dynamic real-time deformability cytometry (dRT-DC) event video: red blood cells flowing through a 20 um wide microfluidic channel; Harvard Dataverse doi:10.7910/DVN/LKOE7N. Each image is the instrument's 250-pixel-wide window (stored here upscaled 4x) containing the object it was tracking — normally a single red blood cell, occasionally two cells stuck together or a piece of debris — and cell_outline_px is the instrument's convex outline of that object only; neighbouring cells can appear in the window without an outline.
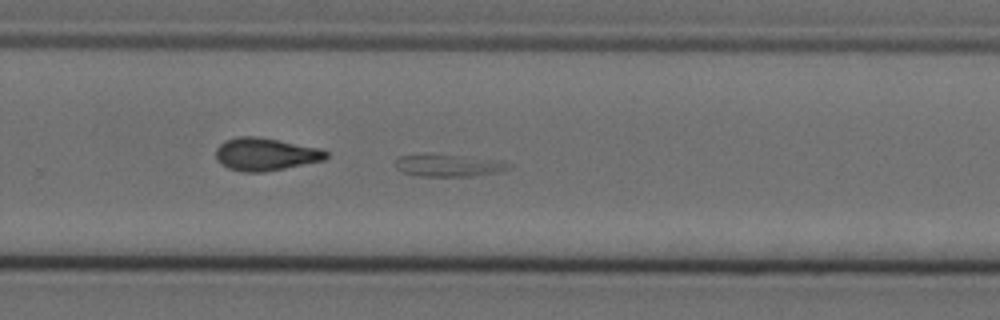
{"species": "Egyptian fruit bat (a non-hibernating species)", "species_latin": "Rousettus aegyptiacus", "temperature_condition": "cold", "stored_images_in_passage": 57, "camera_frame_rate_fps": 3000, "um_per_image_px": 0.085, "animal": {"sex": "female"}, "frame": {"image": 1, "passage_image": 38, "time_ms": 12.333, "image_size_px": [1000, 320], "cell_outline_px": [[512, 168], [496, 172], [468, 176], [420, 176], [404, 172], [396, 168], [396, 160], [400, 156], [428, 152], [504, 160], [512, 164]], "centroid_in_image_um": [38.16, 14.02], "position_along_channel_um": 291.6, "area_um2": 15.09}}
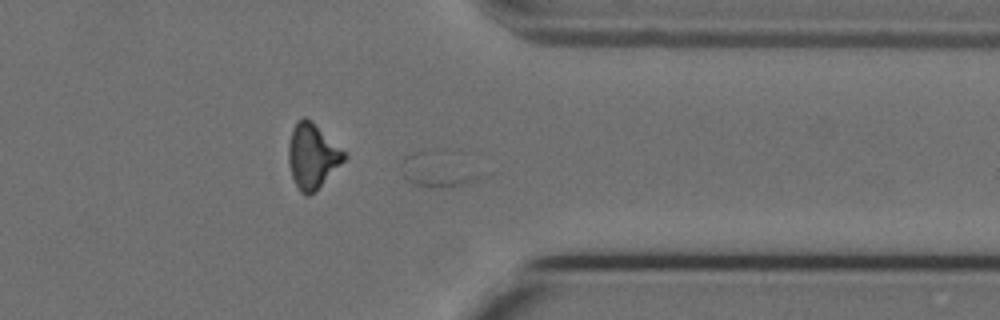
{"frame": {"image": 2, "passage_image": 45, "time_ms": 14.667, "image_size_px": [1000, 320], "cell_outline_px": [[492, 172], [488, 176], [464, 184], [416, 184], [408, 180], [404, 176], [400, 164], [404, 156], [416, 152], [436, 152]], "centroid_in_image_um": [37.34, 14.41], "position_along_channel_um": 374.1, "area_um2": 15.14}}
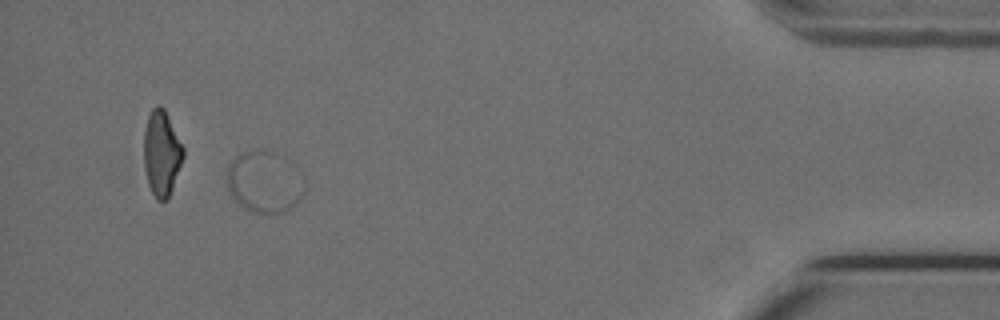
{"frame": {"image": 3, "passage_image": 53, "time_ms": 17.333, "image_size_px": [1000, 320], "cell_outline_px": [[300, 200], [288, 208], [280, 212], [252, 212], [244, 208], [232, 196], [224, 180], [228, 168], [232, 160], [236, 156], [244, 152], [256, 148], [260, 148], [272, 152], [300, 196]], "centroid_in_image_um": [22.12, 15.51], "position_along_channel_um": 413.1, "area_um2": 24.51}}